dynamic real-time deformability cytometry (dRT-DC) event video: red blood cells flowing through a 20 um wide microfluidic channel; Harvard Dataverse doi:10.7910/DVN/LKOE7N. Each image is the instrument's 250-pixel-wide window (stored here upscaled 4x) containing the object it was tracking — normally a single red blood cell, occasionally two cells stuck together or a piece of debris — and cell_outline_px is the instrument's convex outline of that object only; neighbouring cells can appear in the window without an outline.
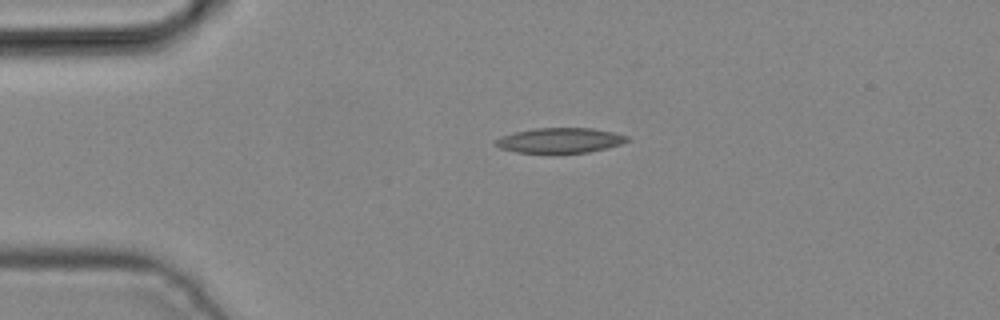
{"species": "common noctule bat (a hibernating species)", "species_latin": "Nyctalus noctula", "temperature_condition": "cold", "stored_images_in_passage": 3, "camera_frame_rate_fps": 3000, "um_per_image_px": 0.085, "animal": {"sex": "male", "body_mass_g": 19.2, "forearm_length_mm": 51.8}, "frame": {"image": 1, "passage_image": 1, "time_ms": 0.0, "image_size_px": [1000, 320], "cell_outline_px": [[628, 140], [620, 144], [608, 148], [588, 152], [556, 156], [516, 152], [500, 148], [492, 144], [500, 136], [512, 132], [536, 128], [592, 128], [612, 132], [628, 136]], "centroid_in_image_um": [47.52, 11.98], "position_along_channel_um": 37.5, "area_um2": 20.11}}
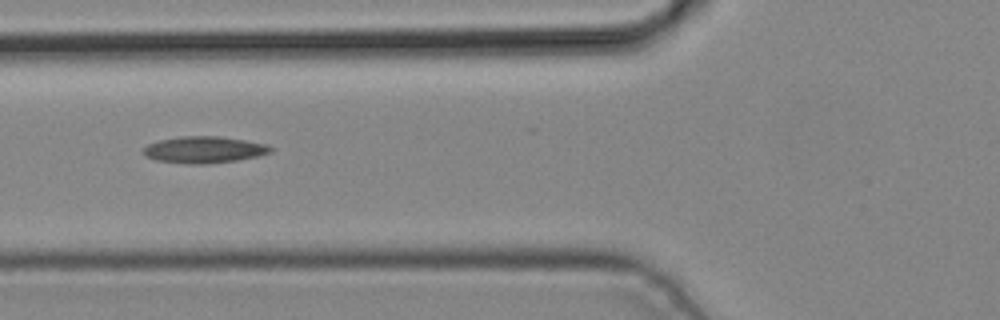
{"frame": {"image": 2, "passage_image": 3, "time_ms": 0.667, "image_size_px": [1000, 320], "cell_outline_px": [[272, 152], [256, 156], [236, 160], [208, 164], [188, 164], [156, 160], [140, 152], [148, 144], [160, 140], [180, 136], [220, 136], [268, 144], [272, 148]], "centroid_in_image_um": [17.34, 12.72], "position_along_channel_um": 108.5, "area_um2": 19.71}}